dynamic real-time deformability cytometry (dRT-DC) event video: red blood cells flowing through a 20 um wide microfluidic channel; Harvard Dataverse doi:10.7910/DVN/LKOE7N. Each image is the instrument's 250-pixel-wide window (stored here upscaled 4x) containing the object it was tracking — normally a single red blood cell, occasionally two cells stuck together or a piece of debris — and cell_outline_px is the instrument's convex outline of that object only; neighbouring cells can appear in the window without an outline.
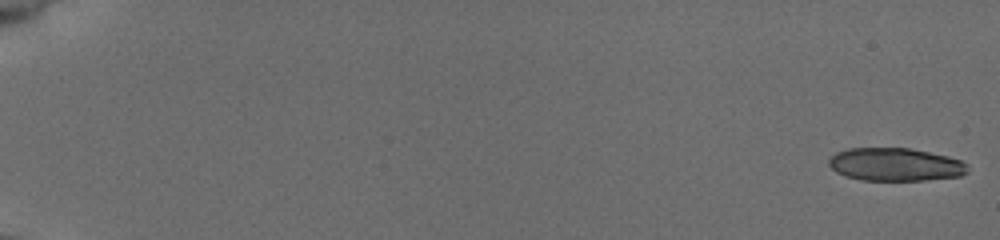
{"species": "common noctule bat (a hibernating species)", "species_latin": "Nyctalus noctula", "temperature_condition": "cold", "stored_images_in_passage": 12, "segment_of_instrument_passage": [1, 2], "camera_frame_rate_fps": 3000, "um_per_image_px": 0.085, "animal": {"sex": "female", "body_mass_g": 19.5, "forearm_length_mm": 54.1}, "frame": {"image": 1, "passage_image": 1, "time_ms": 0.0, "image_size_px": [1000, 240], "cell_outline_px": [[968, 172], [960, 176], [924, 180], [860, 180], [844, 176], [836, 172], [828, 164], [828, 160], [836, 152], [848, 148], [908, 148], [948, 156], [960, 160], [968, 164]], "centroid_in_image_um": [76.09, 13.98], "position_along_channel_um": 8.9, "area_um2": 26.76}}
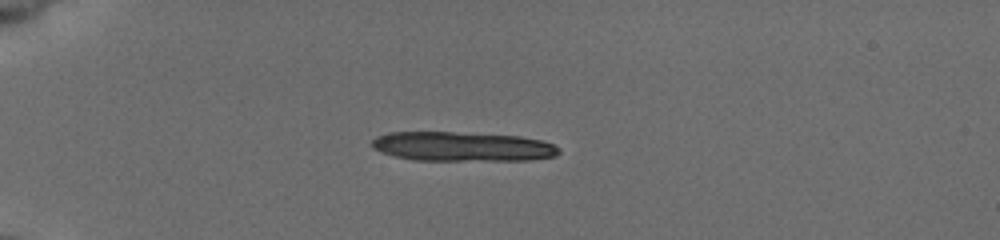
{"frame": {"image": 2, "passage_image": 6, "time_ms": 1.667, "image_size_px": [1000, 240], "cell_outline_px": [[560, 152], [556, 156], [532, 160], [412, 160], [380, 152], [372, 148], [372, 140], [376, 136], [388, 132], [452, 132], [520, 136], [544, 140], [560, 148]], "centroid_in_image_um": [39.31, 12.45], "position_along_channel_um": 45.7, "area_um2": 32.25}}